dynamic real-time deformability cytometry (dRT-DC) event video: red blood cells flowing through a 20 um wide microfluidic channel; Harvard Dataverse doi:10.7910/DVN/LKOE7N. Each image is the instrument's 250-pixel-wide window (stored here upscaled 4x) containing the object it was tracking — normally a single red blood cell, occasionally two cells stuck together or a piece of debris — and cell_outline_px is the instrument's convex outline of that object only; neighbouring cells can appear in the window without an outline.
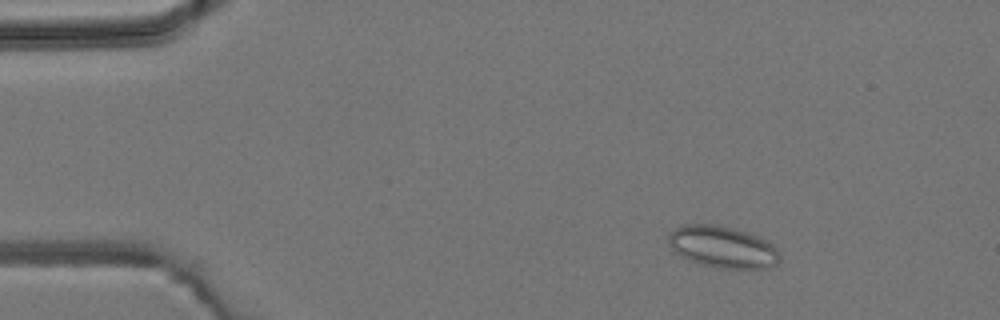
{"species": "common noctule bat (a hibernating species)", "species_latin": "Nyctalus noctula", "temperature_condition": "room temperature", "stored_images_in_passage": 5, "camera_frame_rate_fps": 3000, "um_per_image_px": 0.085, "animal": {"sex": "male", "body_mass_g": 19.2, "forearm_length_mm": 51.8}, "frame": {"image": 1, "passage_image": 3, "time_ms": 2.0, "image_size_px": [1000, 320], "cell_outline_px": [[780, 260], [776, 264], [768, 268], [720, 268], [700, 264], [688, 260], [680, 256], [668, 244], [668, 232], [672, 228], [684, 224], [716, 224], [732, 228], [760, 236], [772, 244], [780, 252]], "centroid_in_image_um": [61.4, 20.98], "position_along_channel_um": 23.6, "area_um2": 27.4}}